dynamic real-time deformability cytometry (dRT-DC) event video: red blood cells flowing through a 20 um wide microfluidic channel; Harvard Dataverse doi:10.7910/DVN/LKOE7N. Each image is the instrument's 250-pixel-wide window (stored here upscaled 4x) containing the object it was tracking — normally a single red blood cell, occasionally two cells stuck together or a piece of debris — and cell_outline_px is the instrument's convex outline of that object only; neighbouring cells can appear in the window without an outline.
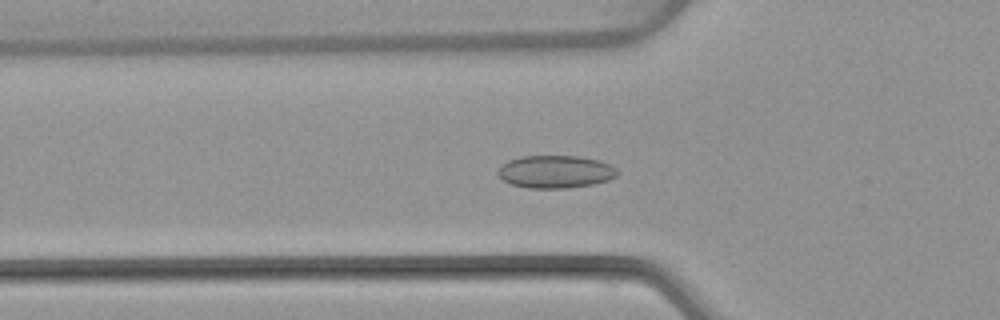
{"species": "common noctule bat (a hibernating species)", "species_latin": "Nyctalus noctula", "temperature_condition": "warm", "stored_images_in_passage": 38, "camera_frame_rate_fps": 3000, "um_per_image_px": 0.085, "animal": {"sex": "female", "body_mass_g": 22.7, "forearm_length_mm": 54.2}, "frame": {"image": 1, "passage_image": 3, "time_ms": 0.667, "image_size_px": [1000, 320], "cell_outline_px": [[620, 172], [616, 176], [608, 180], [592, 184], [568, 188], [528, 188], [512, 184], [504, 180], [500, 176], [500, 168], [508, 160], [520, 156], [580, 156], [600, 160], [616, 168]], "centroid_in_image_um": [47.26, 14.59], "position_along_channel_um": 78.5, "area_um2": 22.6}}
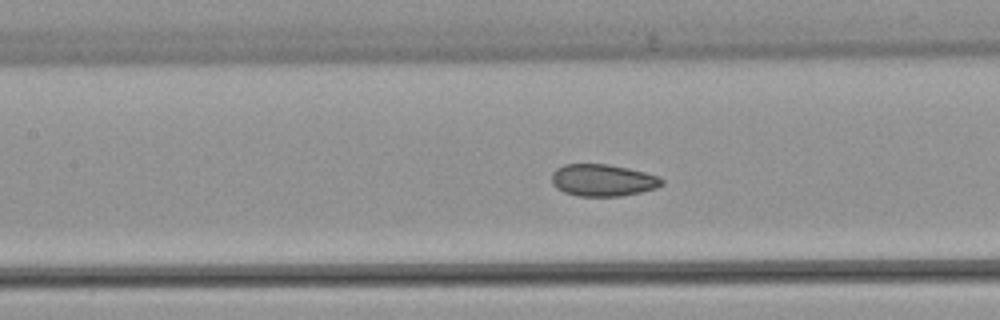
{"frame": {"image": 2, "passage_image": 9, "time_ms": 2.667, "image_size_px": [1000, 320], "cell_outline_px": [[664, 184], [656, 188], [640, 192], [620, 196], [580, 196], [564, 192], [556, 188], [552, 184], [552, 172], [556, 168], [564, 164], [608, 164], [628, 168], [660, 176], [664, 180]], "centroid_in_image_um": [51.24, 15.31], "position_along_channel_um": 156.2, "area_um2": 20.63}}
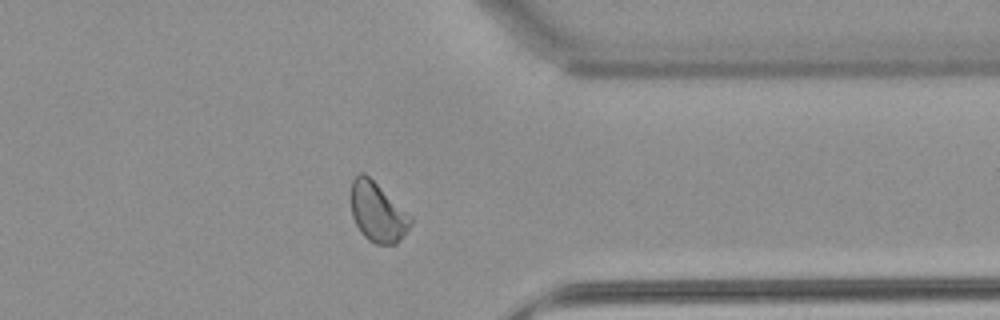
{"frame": {"image": 3, "passage_image": 27, "time_ms": 8.667, "image_size_px": [1000, 320], "cell_outline_px": [[412, 224], [396, 244], [376, 244], [368, 240], [360, 232], [352, 216], [352, 180], [360, 172], [364, 172], [412, 216]], "centroid_in_image_um": [32.1, 18.05], "position_along_channel_um": 379.3, "area_um2": 20.46}, "authors_computed_cell_mechanics": {"area_um2": 20.7213, "velocity_mm_per_s": 3.8443, "shape_relaxation_time_tau1_ms": null, "shape_relaxation_time_tau2_ms": 0.9681, "deformation_change_tau1": null, "deformation_change_tau2": 0.0455}}